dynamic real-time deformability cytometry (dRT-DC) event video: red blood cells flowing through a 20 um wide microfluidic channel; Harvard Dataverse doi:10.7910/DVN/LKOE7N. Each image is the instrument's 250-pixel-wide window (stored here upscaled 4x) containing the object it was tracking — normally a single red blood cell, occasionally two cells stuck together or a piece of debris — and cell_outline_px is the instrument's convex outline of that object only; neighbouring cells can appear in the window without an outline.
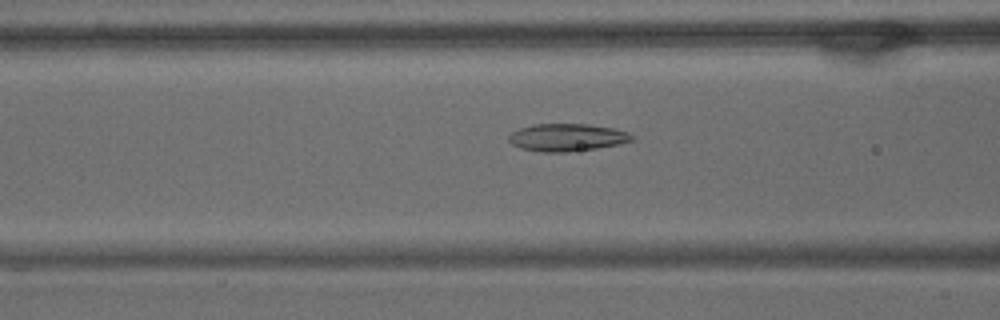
{"species": "common noctule bat (a hibernating species)", "species_latin": "Nyctalus noctula", "temperature_condition": "warm", "stored_images_in_passage": 58, "camera_frame_rate_fps": 3000, "um_per_image_px": 0.085, "animal": {"sex": "male", "body_mass_g": 15.6}, "frame": {"image": 1, "passage_image": 22, "time_ms": 7.0, "image_size_px": [1000, 320], "cell_outline_px": [[636, 140], [620, 144], [596, 148], [564, 152], [540, 152], [520, 148], [512, 144], [508, 140], [508, 136], [512, 132], [520, 128], [536, 124], [588, 124], [612, 128], [628, 132]], "centroid_in_image_um": [48.2, 11.68], "position_along_channel_um": 118.4, "area_um2": 19.71}}
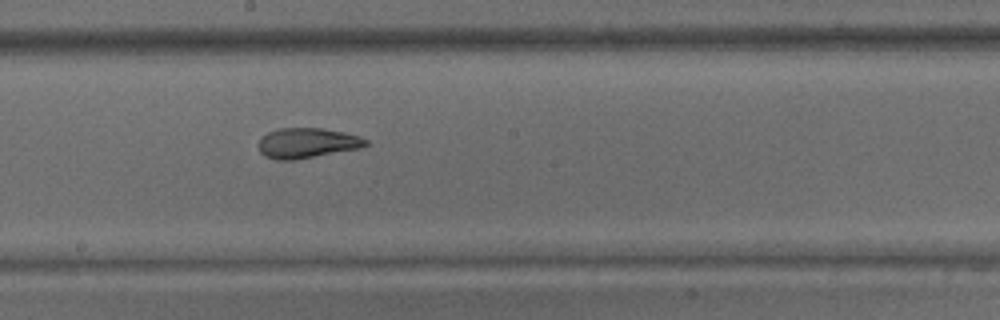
{"frame": {"image": 2, "passage_image": 31, "time_ms": 10.0, "image_size_px": [1000, 320], "cell_outline_px": [[368, 144], [360, 148], [292, 160], [276, 160], [264, 156], [260, 152], [256, 144], [268, 132], [280, 128], [324, 128], [344, 132], [360, 136], [368, 140]], "centroid_in_image_um": [26.09, 12.15], "position_along_channel_um": 222.1, "area_um2": 18.84}}
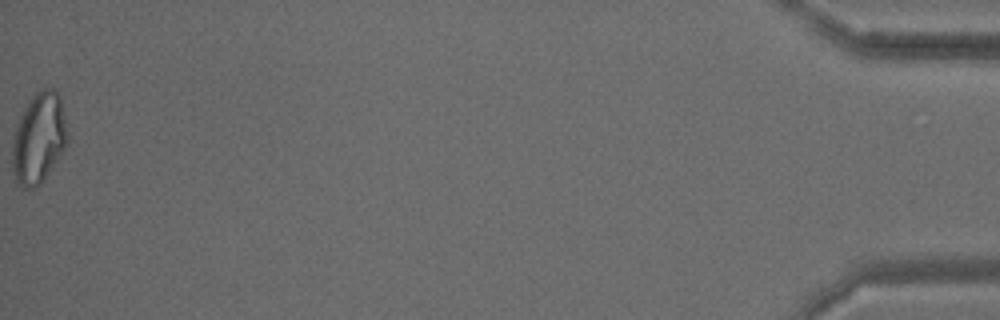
{"frame": {"image": 3, "passage_image": 58, "time_ms": 19.0, "image_size_px": [1000, 320], "cell_outline_px": [[68, 136], [64, 148], [40, 184], [36, 188], [24, 188], [16, 180], [12, 168], [12, 144], [16, 128], [20, 116], [24, 108], [32, 96], [36, 92], [44, 88], [56, 88], [60, 96], [68, 132]], "centroid_in_image_um": [3.3, 11.71], "position_along_channel_um": 431.9, "area_um2": 28.84}, "authors_computed_cell_mechanics": {"area_um2": 22.1374, "velocity_mm_per_s": 3.4548, "shape_relaxation_time_tau1_ms": null, "shape_relaxation_time_tau2_ms": 1.4119, "deformation_change_tau1": null, "deformation_change_tau2": 0.0814}}